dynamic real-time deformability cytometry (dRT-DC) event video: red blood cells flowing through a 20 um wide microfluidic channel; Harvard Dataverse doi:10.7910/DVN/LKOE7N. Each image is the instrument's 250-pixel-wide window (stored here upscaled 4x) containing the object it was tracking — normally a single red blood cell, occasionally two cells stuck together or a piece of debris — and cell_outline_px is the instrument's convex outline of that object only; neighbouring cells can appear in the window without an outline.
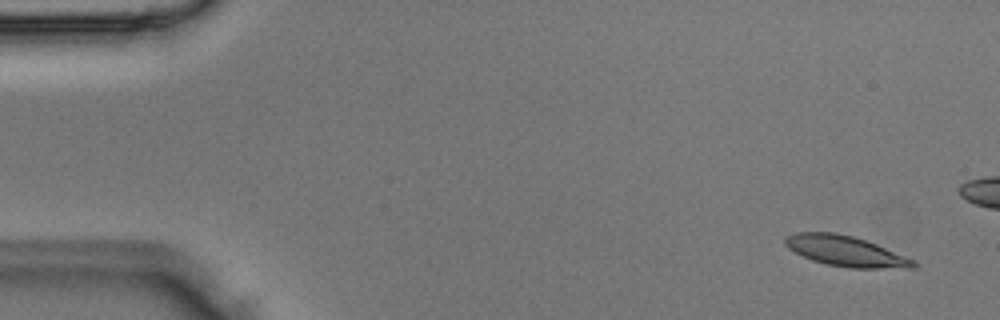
{"species": "Egyptian fruit bat (a non-hibernating species)", "species_latin": "Rousettus aegyptiacus", "temperature_condition": "room temperature", "stored_images_in_passage": 5, "camera_frame_rate_fps": 3000, "um_per_image_px": 0.085, "animal": {"sex": "male"}, "frame": {"image": 1, "passage_image": 1, "time_ms": 0.0, "image_size_px": [1000, 320], "cell_outline_px": [[920, 264], [916, 268], [848, 268], [828, 264], [812, 260], [788, 248], [784, 244], [784, 240], [788, 236], [796, 232], [836, 232], [852, 236], [876, 244], [916, 260]], "centroid_in_image_um": [71.93, 21.35], "position_along_channel_um": 13.1, "area_um2": 22.72}}